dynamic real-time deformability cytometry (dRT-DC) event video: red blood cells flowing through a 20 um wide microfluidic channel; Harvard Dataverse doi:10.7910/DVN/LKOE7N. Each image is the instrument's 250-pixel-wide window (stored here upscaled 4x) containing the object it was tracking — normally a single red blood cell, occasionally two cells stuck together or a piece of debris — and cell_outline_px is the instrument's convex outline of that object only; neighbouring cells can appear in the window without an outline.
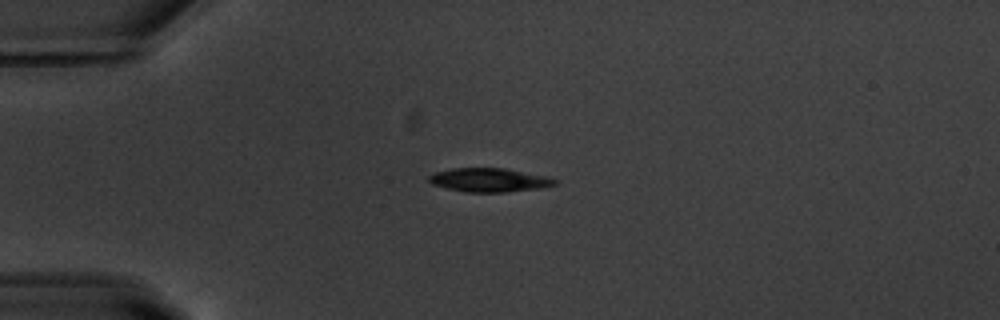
{"species": "common noctule bat (a hibernating species)", "species_latin": "Nyctalus noctula", "temperature_condition": "warm", "stored_images_in_passage": 41, "camera_frame_rate_fps": 3000, "um_per_image_px": 0.085, "animal": {"sex": "male", "body_mass_g": 20.1, "forearm_length_mm": 53.5}, "frame": {"image": 1, "passage_image": 1, "time_ms": 0.0, "image_size_px": [1000, 320], "cell_outline_px": [[560, 180], [556, 184], [544, 188], [504, 192], [464, 192], [432, 184], [428, 180], [428, 176], [432, 172], [452, 168], [504, 168], [548, 176]], "centroid_in_image_um": [41.61, 15.3], "position_along_channel_um": 43.4, "area_um2": 17.69}}
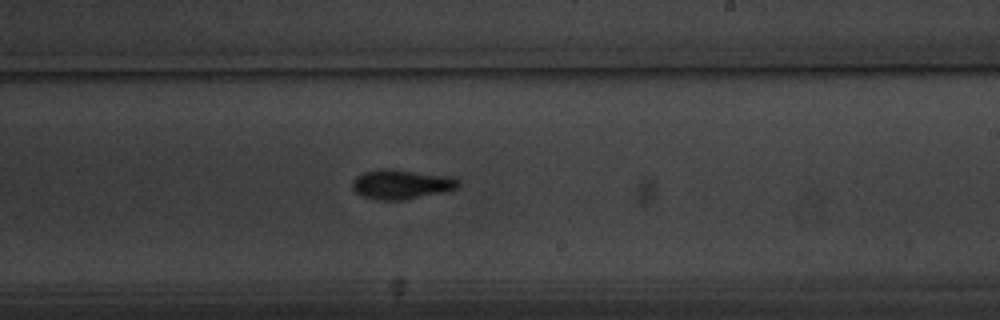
{"frame": {"image": 2, "passage_image": 20, "time_ms": 6.333, "image_size_px": [1000, 320], "cell_outline_px": [[460, 184], [456, 188], [444, 192], [404, 200], [380, 200], [364, 196], [356, 192], [352, 188], [352, 180], [356, 176], [364, 172], [376, 168], [396, 168], [448, 176], [460, 180]], "centroid_in_image_um": [34.1, 15.64], "position_along_channel_um": 254.9, "area_um2": 18.5}}
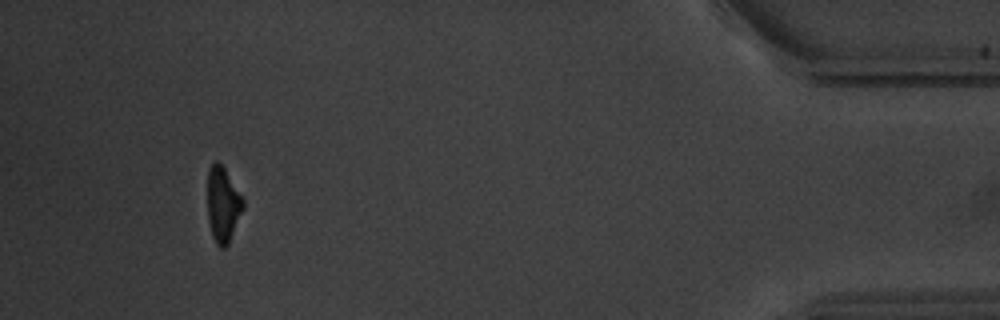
{"frame": {"image": 3, "passage_image": 38, "time_ms": 12.333, "image_size_px": [1000, 320], "cell_outline_px": [[244, 208], [228, 244], [224, 248], [220, 248], [216, 244], [212, 236], [208, 220], [208, 168], [216, 160], [224, 168], [244, 196]], "centroid_in_image_um": [18.96, 17.38], "position_along_channel_um": 416.2, "area_um2": 15.78}, "authors_computed_cell_mechanics": {"area_um2": 17.6868, "velocity_mm_per_s": 3.7272, "shape_relaxation_time_tau1_ms": 2.4861, "shape_relaxation_time_tau2_ms": 5.0119, "deformation_change_tau1": 0.1403, "deformation_change_tau2": 0.0903}}